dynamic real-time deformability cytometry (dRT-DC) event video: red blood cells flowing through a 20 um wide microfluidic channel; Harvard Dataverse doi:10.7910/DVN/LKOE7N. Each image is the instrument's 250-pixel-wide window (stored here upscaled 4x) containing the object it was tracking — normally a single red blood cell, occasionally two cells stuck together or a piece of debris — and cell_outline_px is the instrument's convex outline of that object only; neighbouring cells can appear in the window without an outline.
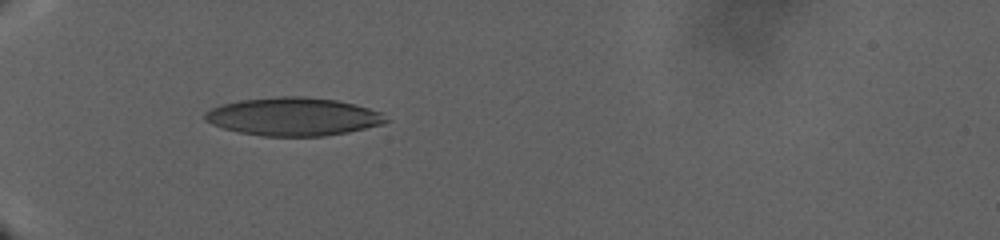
{"species": "human", "species_latin": "Homo sapiens", "temperature_condition": "warm", "stored_images_in_passage": 93, "camera_frame_rate_fps": 3000, "um_per_image_px": 0.085, "donor": {"sex": "male"}, "frame": {"image": 1, "passage_image": 1, "time_ms": 0.0, "image_size_px": [1000, 240], "cell_outline_px": [[392, 120], [384, 124], [348, 132], [324, 136], [260, 136], [240, 132], [224, 128], [212, 124], [204, 120], [204, 112], [220, 104], [240, 100], [276, 96], [304, 96], [336, 100], [356, 104], [380, 112]], "centroid_in_image_um": [24.94, 9.91], "position_along_channel_um": 60.1, "area_um2": 40.52}}
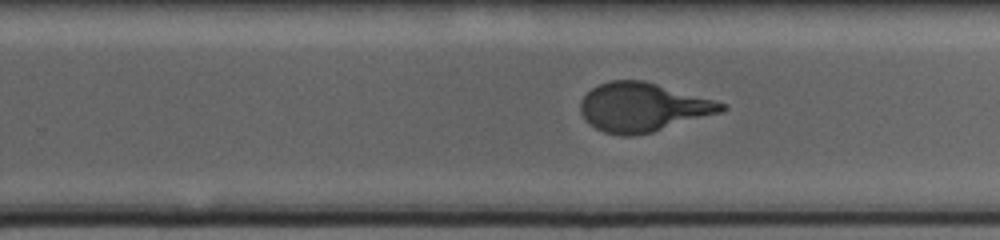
{"frame": {"image": 2, "passage_image": 56, "time_ms": 13.667, "image_size_px": [1000, 240], "cell_outline_px": [[728, 108], [720, 112], [652, 132], [632, 136], [620, 136], [604, 132], [596, 128], [584, 120], [580, 112], [580, 100], [592, 88], [608, 80], [644, 80], [728, 104]], "centroid_in_image_um": [54.6, 9.11], "position_along_channel_um": 275.2, "area_um2": 40.06}}
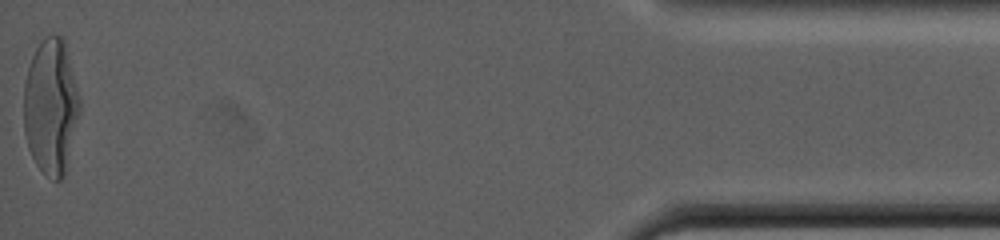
{"frame": {"image": 3, "passage_image": 93, "time_ms": 26.667, "image_size_px": [1000, 240], "cell_outline_px": [[80, 112], [64, 172], [60, 180], [52, 180], [36, 164], [28, 148], [24, 132], [24, 84], [28, 68], [32, 56], [40, 40], [44, 36], [52, 32], [64, 36], [80, 96]], "centroid_in_image_um": [4.33, 8.96], "position_along_channel_um": 430.9, "area_um2": 44.45}}